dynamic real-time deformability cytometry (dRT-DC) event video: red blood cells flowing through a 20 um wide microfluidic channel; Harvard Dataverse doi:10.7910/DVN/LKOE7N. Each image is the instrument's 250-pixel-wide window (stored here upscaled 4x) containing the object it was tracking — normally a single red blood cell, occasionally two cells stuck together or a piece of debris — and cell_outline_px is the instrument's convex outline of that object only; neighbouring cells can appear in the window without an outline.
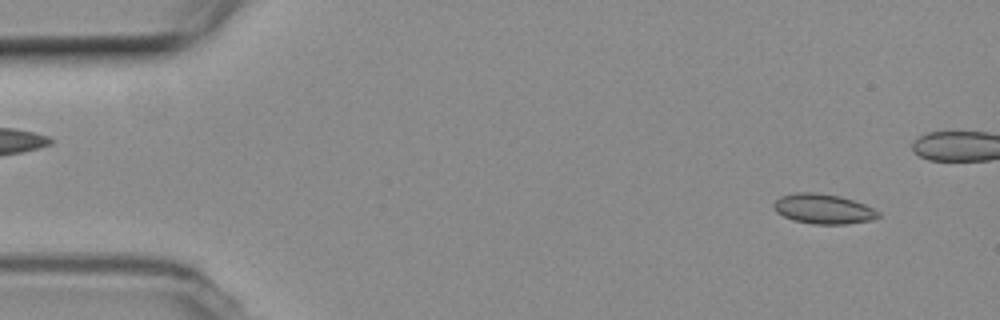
{"species": "common noctule bat (a hibernating species)", "species_latin": "Nyctalus noctula", "temperature_condition": "room temperature", "stored_images_in_passage": 46, "camera_frame_rate_fps": 3000, "um_per_image_px": 0.085, "animal": {"sex": "female", "body_mass_g": 19.3, "forearm_length_mm": 54.1}, "frame": {"image": 1, "passage_image": 4, "time_ms": 1.0, "image_size_px": [1000, 320], "cell_outline_px": [[880, 216], [872, 220], [848, 224], [812, 224], [792, 220], [776, 212], [772, 208], [772, 204], [780, 196], [796, 192], [816, 192], [840, 196], [864, 204], [880, 212]], "centroid_in_image_um": [69.95, 17.76], "position_along_channel_um": 15.0, "area_um2": 18.38}}
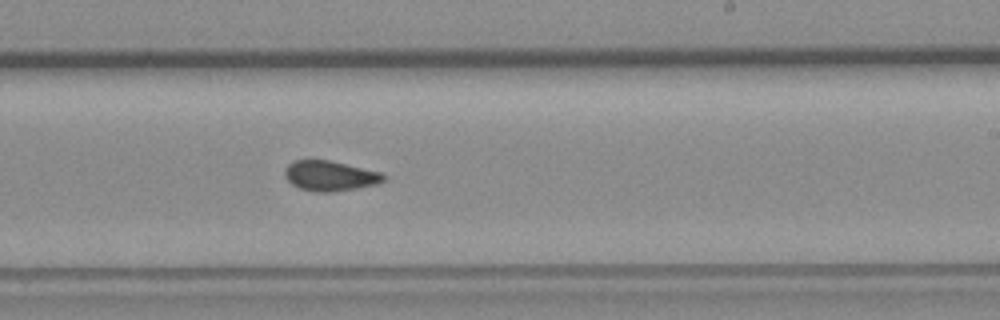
{"frame": {"image": 2, "passage_image": 32, "time_ms": 10.333, "image_size_px": [1000, 320], "cell_outline_px": [[388, 180], [376, 184], [336, 192], [316, 192], [300, 188], [292, 184], [284, 176], [284, 172], [288, 164], [296, 160], [328, 160], [380, 172]], "centroid_in_image_um": [28.05, 14.96], "position_along_channel_um": 261.0, "area_um2": 17.22}}
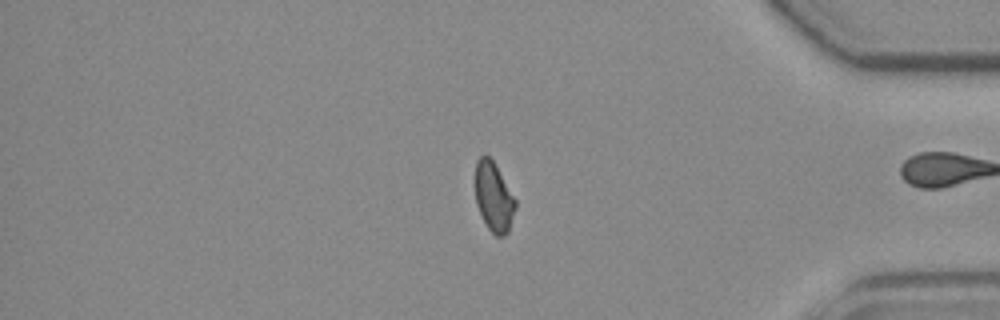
{"frame": {"image": 3, "passage_image": 45, "time_ms": 14.667, "image_size_px": [1000, 320], "cell_outline_px": [[516, 208], [508, 232], [504, 236], [496, 236], [488, 228], [476, 204], [476, 160], [480, 156], [488, 156], [492, 160], [516, 200]], "centroid_in_image_um": [41.98, 16.77], "position_along_channel_um": 393.2, "area_um2": 15.9}, "authors_computed_cell_mechanics": {"area_um2": 17.4267, "velocity_mm_per_s": 3.7455, "shape_relaxation_time_tau1_ms": null, "shape_relaxation_time_tau2_ms": 2.2424, "deformation_change_tau1": null, "deformation_change_tau2": 0.0591}}